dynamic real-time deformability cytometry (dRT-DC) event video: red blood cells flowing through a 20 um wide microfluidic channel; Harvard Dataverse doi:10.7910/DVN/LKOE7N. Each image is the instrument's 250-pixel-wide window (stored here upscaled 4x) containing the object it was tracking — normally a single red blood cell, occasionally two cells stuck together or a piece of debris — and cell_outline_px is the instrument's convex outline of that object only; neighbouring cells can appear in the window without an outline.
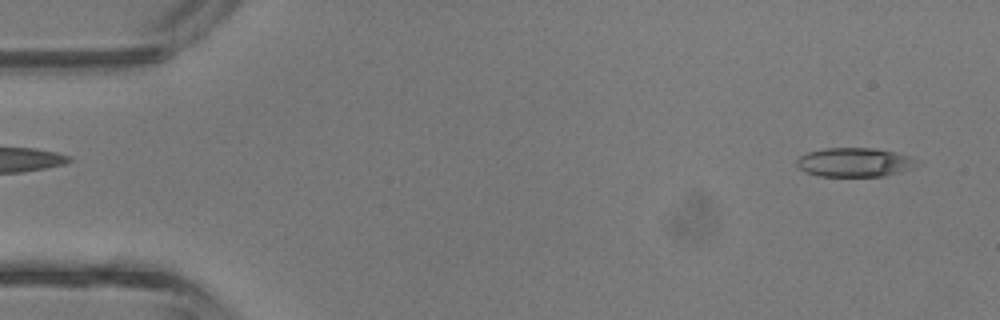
{"species": "common noctule bat (a hibernating species)", "species_latin": "Nyctalus noctula", "temperature_condition": "room temperature", "stored_images_in_passage": 8, "camera_frame_rate_fps": 3000, "um_per_image_px": 0.085, "animal": {"sex": "male", "body_mass_g": 13.3}, "frame": {"image": 1, "passage_image": 2, "time_ms": 0.333, "image_size_px": [1000, 320], "cell_outline_px": [[924, 164], [900, 172], [884, 176], [820, 176], [804, 172], [796, 164], [796, 160], [800, 156], [808, 152], [828, 148], [872, 148], [896, 152], [912, 156]], "centroid_in_image_um": [72.71, 13.8], "position_along_channel_um": 12.3, "area_um2": 20.58}}